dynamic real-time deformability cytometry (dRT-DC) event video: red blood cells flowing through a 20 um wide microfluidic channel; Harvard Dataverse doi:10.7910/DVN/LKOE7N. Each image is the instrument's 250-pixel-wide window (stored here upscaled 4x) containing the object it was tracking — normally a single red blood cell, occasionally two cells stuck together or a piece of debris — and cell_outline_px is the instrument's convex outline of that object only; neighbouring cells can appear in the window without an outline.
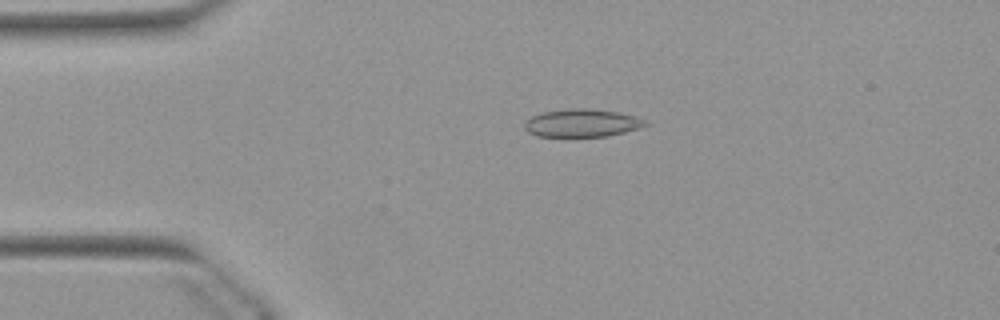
{"species": "Egyptian fruit bat (a non-hibernating species)", "species_latin": "Rousettus aegyptiacus", "temperature_condition": "warm", "stored_images_in_passage": 52, "camera_frame_rate_fps": 3000, "um_per_image_px": 0.085, "animal": {"sex": "female"}, "frame": {"image": 1, "passage_image": 11, "time_ms": 3.333, "image_size_px": [1000, 320], "cell_outline_px": [[648, 124], [640, 128], [608, 136], [536, 136], [528, 132], [524, 128], [524, 124], [532, 116], [544, 112], [568, 108], [588, 108], [620, 112], [636, 116], [648, 120]], "centroid_in_image_um": [49.51, 10.45], "position_along_channel_um": 35.5, "area_um2": 19.71}}
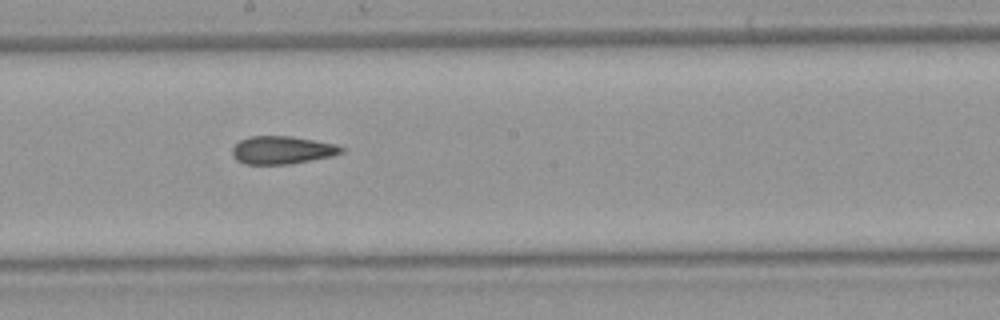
{"frame": {"image": 2, "passage_image": 28, "time_ms": 9.0, "image_size_px": [1000, 320], "cell_outline_px": [[344, 152], [332, 156], [288, 164], [244, 164], [236, 160], [232, 156], [232, 148], [240, 140], [252, 136], [288, 136], [336, 144], [344, 148]], "centroid_in_image_um": [23.96, 12.76], "position_along_channel_um": 224.2, "area_um2": 17.63}}
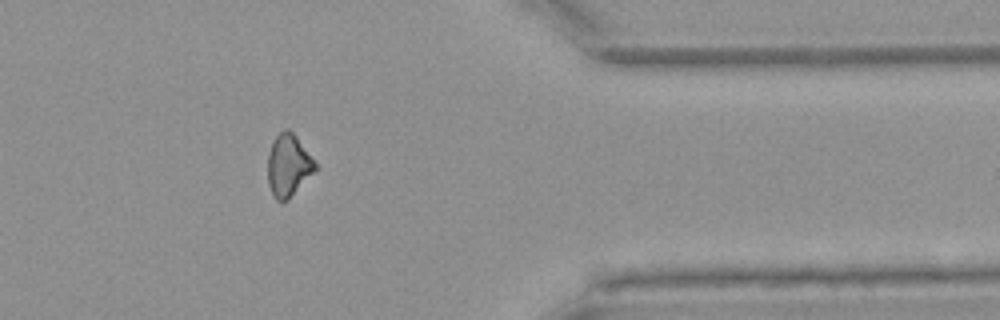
{"frame": {"image": 3, "passage_image": 42, "time_ms": 13.667, "image_size_px": [1000, 320], "cell_outline_px": [[316, 168], [288, 200], [276, 200], [272, 196], [268, 184], [268, 152], [272, 140], [284, 128], [288, 128], [296, 136], [316, 164]], "centroid_in_image_um": [24.46, 14.04], "position_along_channel_um": 386.9, "area_um2": 16.94}, "authors_computed_cell_mechanics": {"area_um2": 18.0914, "velocity_mm_per_s": 3.922, "shape_relaxation_time_tau1_ms": null, "shape_relaxation_time_tau2_ms": 3.1036, "deformation_change_tau1": null, "deformation_change_tau2": 0.0979}}